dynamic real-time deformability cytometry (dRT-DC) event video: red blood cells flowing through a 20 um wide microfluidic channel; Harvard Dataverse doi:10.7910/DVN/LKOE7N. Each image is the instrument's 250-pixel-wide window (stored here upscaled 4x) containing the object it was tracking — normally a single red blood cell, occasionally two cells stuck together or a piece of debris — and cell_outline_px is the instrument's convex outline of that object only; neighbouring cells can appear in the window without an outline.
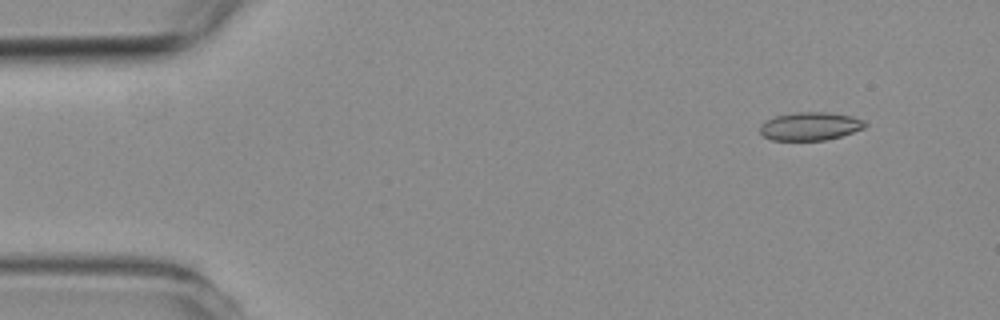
{"species": "common noctule bat (a hibernating species)", "species_latin": "Nyctalus noctula", "temperature_condition": "room temperature", "stored_images_in_passage": 4, "segment_of_instrument_passage": [1, 2], "camera_frame_rate_fps": 3000, "um_per_image_px": 0.085, "animal": {"sex": "female", "body_mass_g": 19.3, "forearm_length_mm": 54.1}, "frame": {"image": 1, "passage_image": 1, "time_ms": 0.0, "image_size_px": [1000, 320], "cell_outline_px": [[868, 124], [864, 128], [840, 136], [824, 140], [772, 140], [764, 136], [760, 132], [760, 128], [768, 120], [776, 116], [796, 112], [824, 112], [852, 116], [864, 120]], "centroid_in_image_um": [68.9, 10.73], "position_along_channel_um": 16.1, "area_um2": 16.99}}
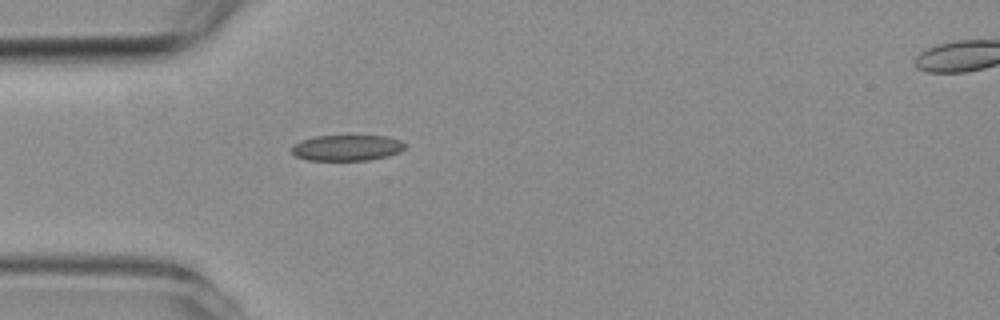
{"frame": {"image": 2, "passage_image": 3, "time_ms": 3.333, "image_size_px": [1000, 320], "cell_outline_px": [[408, 144], [400, 152], [388, 156], [368, 160], [308, 160], [296, 156], [292, 152], [292, 144], [300, 140], [316, 136], [384, 136], [400, 140]], "centroid_in_image_um": [29.49, 12.56], "position_along_channel_um": 55.5, "area_um2": 17.11}}